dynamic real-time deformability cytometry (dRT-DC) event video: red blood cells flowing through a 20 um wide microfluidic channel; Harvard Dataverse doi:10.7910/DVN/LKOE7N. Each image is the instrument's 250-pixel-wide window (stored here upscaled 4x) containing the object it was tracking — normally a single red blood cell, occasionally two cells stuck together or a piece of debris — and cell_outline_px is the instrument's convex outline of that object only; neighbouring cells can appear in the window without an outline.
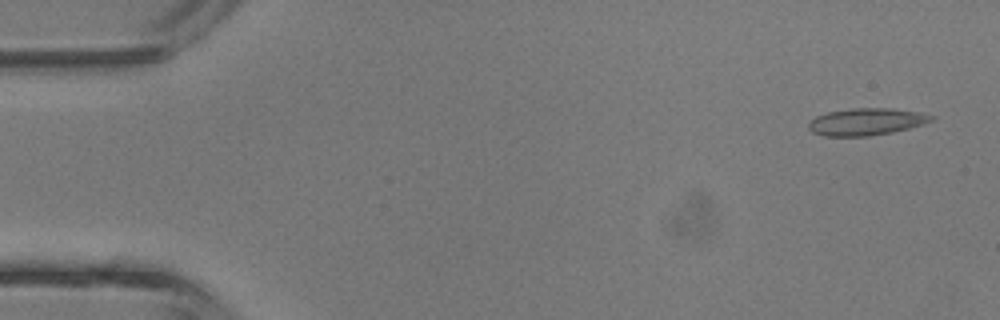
{"species": "common noctule bat (a hibernating species)", "species_latin": "Nyctalus noctula", "temperature_condition": "room temperature", "stored_images_in_passage": 38, "camera_frame_rate_fps": 3000, "um_per_image_px": 0.085, "animal": {"sex": "male", "body_mass_g": 13.3}, "frame": {"image": 1, "passage_image": 2, "time_ms": 0.333, "image_size_px": [1000, 320], "cell_outline_px": [[936, 120], [924, 124], [892, 132], [868, 136], [824, 136], [812, 132], [808, 128], [808, 124], [816, 116], [828, 112], [852, 108], [892, 108], [916, 112], [936, 116]], "centroid_in_image_um": [73.66, 10.35], "position_along_channel_um": 11.3, "area_um2": 19.36}}
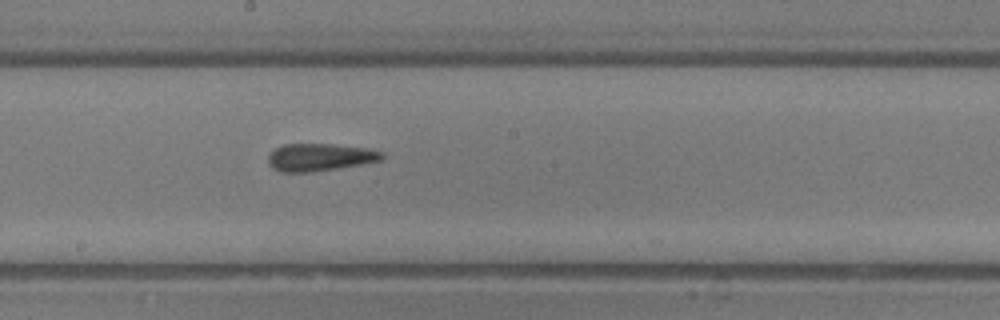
{"frame": {"image": 2, "passage_image": 22, "time_ms": 7.0, "image_size_px": [1000, 320], "cell_outline_px": [[384, 156], [380, 160], [360, 164], [336, 168], [308, 172], [280, 172], [272, 168], [268, 164], [268, 156], [276, 148], [284, 144], [332, 144], [368, 148], [384, 152]], "centroid_in_image_um": [27.16, 13.36], "position_along_channel_um": 221.0, "area_um2": 18.09}}
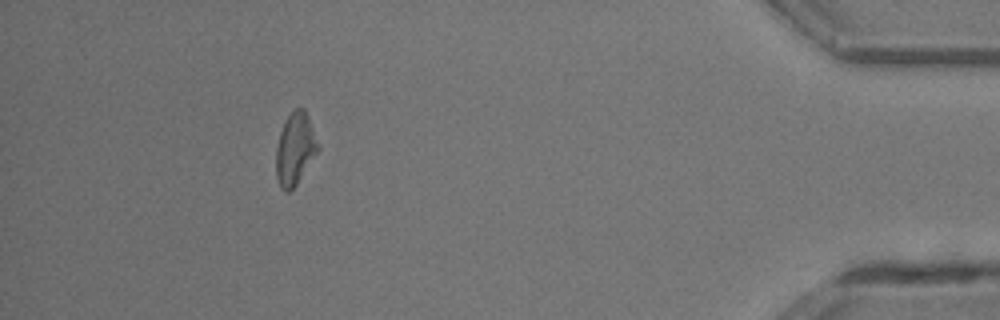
{"frame": {"image": 3, "passage_image": 37, "time_ms": 12.0, "image_size_px": [1000, 320], "cell_outline_px": [[320, 148], [296, 184], [288, 192], [284, 192], [280, 188], [276, 176], [276, 148], [280, 132], [288, 116], [296, 108], [304, 108], [320, 144]], "centroid_in_image_um": [25.08, 12.67], "position_along_channel_um": 410.1, "area_um2": 17.46}}